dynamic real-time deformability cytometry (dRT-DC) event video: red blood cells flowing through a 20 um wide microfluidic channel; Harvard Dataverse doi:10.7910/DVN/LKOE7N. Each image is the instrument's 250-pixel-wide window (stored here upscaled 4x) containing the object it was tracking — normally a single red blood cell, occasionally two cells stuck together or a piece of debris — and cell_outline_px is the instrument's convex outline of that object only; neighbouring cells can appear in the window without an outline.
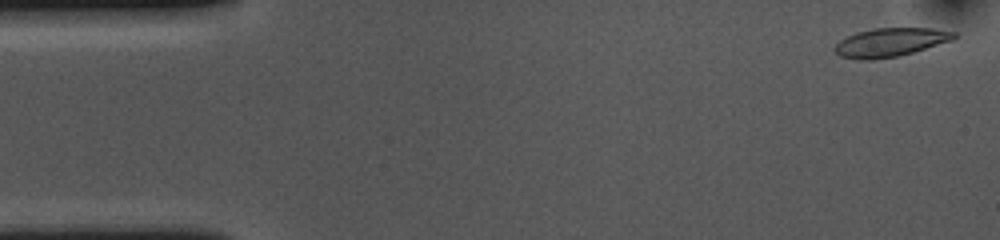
{"species": "common noctule bat (a hibernating species)", "species_latin": "Nyctalus noctula", "temperature_condition": "cold", "stored_images_in_passage": 28, "camera_frame_rate_fps": 3000, "um_per_image_px": 0.085, "animal": {"sex": "female", "body_mass_g": 10.0, "forearm_length_mm": 53.1}, "frame": {"image": 1, "passage_image": 2, "time_ms": 0.333, "image_size_px": [1000, 240], "cell_outline_px": [[956, 36], [952, 40], [912, 52], [896, 56], [872, 60], [860, 60], [840, 56], [832, 48], [840, 40], [856, 32], [876, 28], [932, 28], [956, 32]], "centroid_in_image_um": [75.64, 3.59], "position_along_channel_um": 9.4, "area_um2": 19.71}}
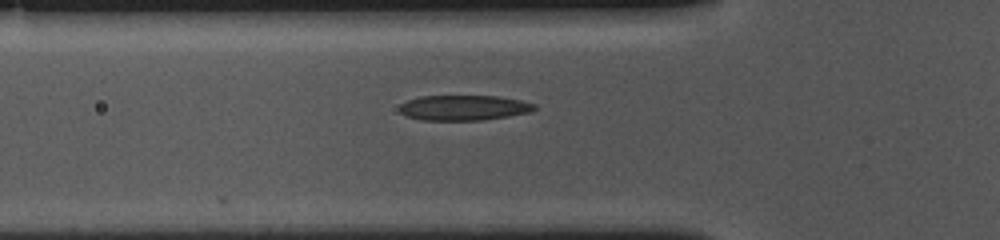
{"frame": {"image": 2, "passage_image": 17, "time_ms": 5.333, "image_size_px": [1000, 240], "cell_outline_px": [[536, 108], [532, 112], [484, 120], [420, 120], [408, 116], [400, 112], [400, 104], [408, 100], [420, 96], [496, 96], [520, 100], [536, 104]], "centroid_in_image_um": [39.44, 9.16], "position_along_channel_um": 86.4, "area_um2": 19.83}}
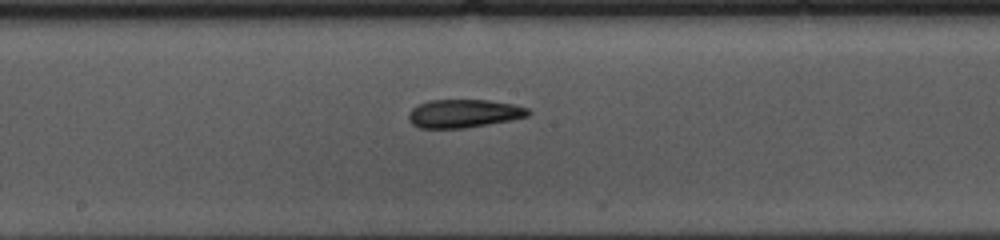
{"frame": {"image": 3, "passage_image": 27, "time_ms": 8.667, "image_size_px": [1000, 240], "cell_outline_px": [[532, 112], [528, 116], [512, 120], [464, 128], [420, 128], [412, 124], [408, 120], [408, 112], [412, 108], [428, 100], [488, 100], [512, 104], [528, 108]], "centroid_in_image_um": [39.41, 9.65], "position_along_channel_um": 208.8, "area_um2": 19.77}}